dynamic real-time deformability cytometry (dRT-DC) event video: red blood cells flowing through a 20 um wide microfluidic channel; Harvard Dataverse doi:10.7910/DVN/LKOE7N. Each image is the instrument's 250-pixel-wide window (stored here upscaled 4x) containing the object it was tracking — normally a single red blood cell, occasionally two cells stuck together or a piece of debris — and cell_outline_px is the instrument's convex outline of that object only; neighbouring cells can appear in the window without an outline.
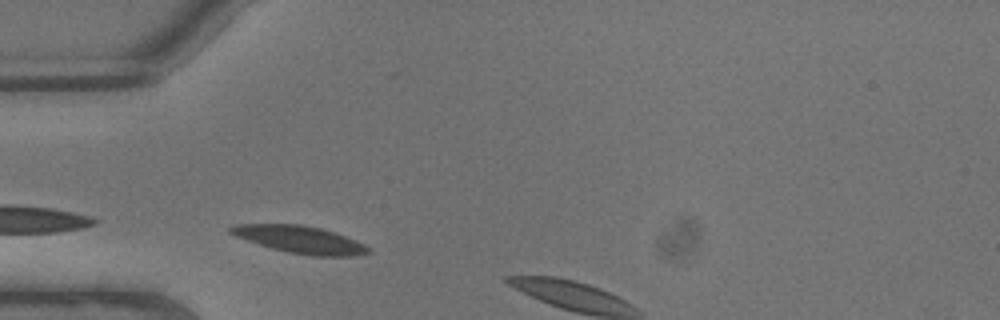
{"species": "common noctule bat (a hibernating species)", "species_latin": "Nyctalus noctula", "temperature_condition": "warm", "stored_images_in_passage": 2, "segment_of_instrument_passage": [1, 2], "camera_frame_rate_fps": 3000, "um_per_image_px": 0.085, "animal": {"sex": "male", "body_mass_g": 13.3}, "frame": {"image": 1, "passage_image": 1, "time_ms": 0.0, "image_size_px": [1000, 320], "cell_outline_px": [[372, 252], [356, 256], [312, 256], [288, 252], [272, 248], [236, 236], [228, 232], [228, 228], [236, 224], [300, 224], [320, 228], [356, 240], [364, 244]], "centroid_in_image_um": [25.51, 20.36], "position_along_channel_um": 59.5, "area_um2": 21.68}}